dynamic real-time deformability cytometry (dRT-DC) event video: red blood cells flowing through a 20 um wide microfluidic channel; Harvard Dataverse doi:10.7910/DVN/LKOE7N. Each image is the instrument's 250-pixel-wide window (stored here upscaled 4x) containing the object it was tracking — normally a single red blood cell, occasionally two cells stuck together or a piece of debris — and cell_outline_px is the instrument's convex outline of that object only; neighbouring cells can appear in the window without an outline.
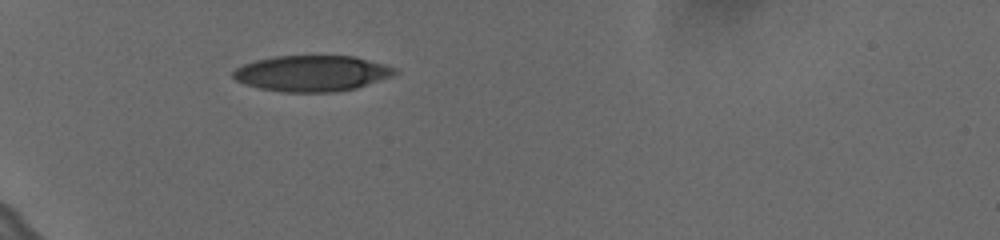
{"species": "human", "species_latin": "Homo sapiens", "temperature_condition": "cold", "stored_images_in_passage": 39, "camera_frame_rate_fps": 3000, "um_per_image_px": 0.085, "donor": {"sex": "female"}, "frame": {"image": 1, "passage_image": 1, "time_ms": 0.0, "image_size_px": [1000, 240], "cell_outline_px": [[400, 72], [392, 76], [356, 88], [336, 92], [284, 92], [260, 88], [244, 84], [236, 80], [232, 76], [232, 72], [236, 68], [244, 64], [256, 60], [272, 56], [356, 56], [384, 64], [396, 68]], "centroid_in_image_um": [26.52, 6.23], "position_along_channel_um": 58.5, "area_um2": 33.93}}
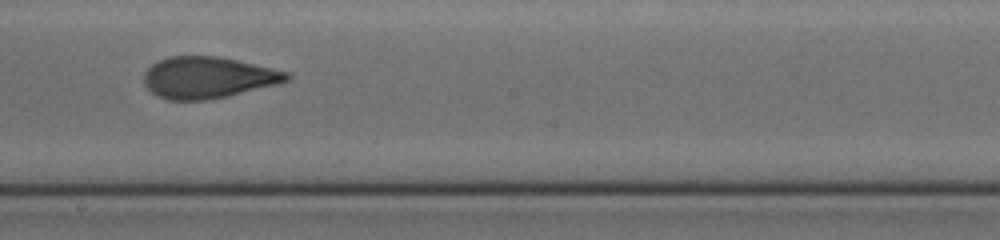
{"frame": {"image": 2, "passage_image": 17, "time_ms": 5.333, "image_size_px": [1000, 240], "cell_outline_px": [[292, 76], [288, 80], [280, 84], [228, 96], [208, 100], [168, 100], [156, 96], [144, 84], [144, 72], [152, 64], [168, 56], [216, 56], [236, 60], [288, 72]], "centroid_in_image_um": [17.67, 6.6], "position_along_channel_um": 230.5, "area_um2": 34.56}}
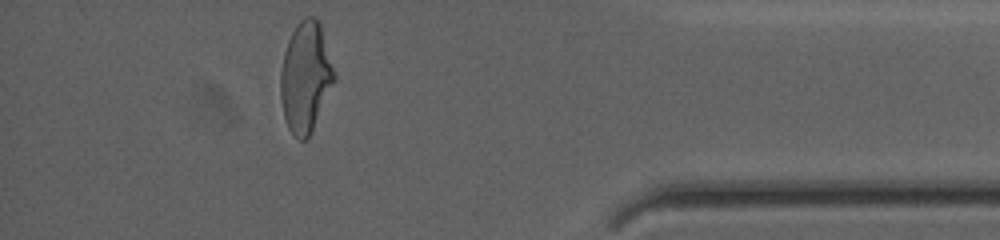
{"frame": {"image": 3, "passage_image": 34, "time_ms": 11.0, "image_size_px": [1000, 240], "cell_outline_px": [[336, 80], [308, 136], [304, 140], [300, 140], [288, 128], [284, 116], [280, 96], [280, 72], [284, 52], [288, 40], [296, 24], [304, 16], [316, 16], [320, 20], [336, 76]], "centroid_in_image_um": [25.98, 6.48], "position_along_channel_um": 409.2, "area_um2": 34.51}, "authors_computed_cell_mechanics": {"area_um2": 34.969, "velocity_mm_per_s": 3.6367, "shape_relaxation_time_tau1_ms": 5.4371, "shape_relaxation_time_tau2_ms": 1.1506, "deformation_change_tau1": 0.2029, "deformation_change_tau2": 0.0902}}